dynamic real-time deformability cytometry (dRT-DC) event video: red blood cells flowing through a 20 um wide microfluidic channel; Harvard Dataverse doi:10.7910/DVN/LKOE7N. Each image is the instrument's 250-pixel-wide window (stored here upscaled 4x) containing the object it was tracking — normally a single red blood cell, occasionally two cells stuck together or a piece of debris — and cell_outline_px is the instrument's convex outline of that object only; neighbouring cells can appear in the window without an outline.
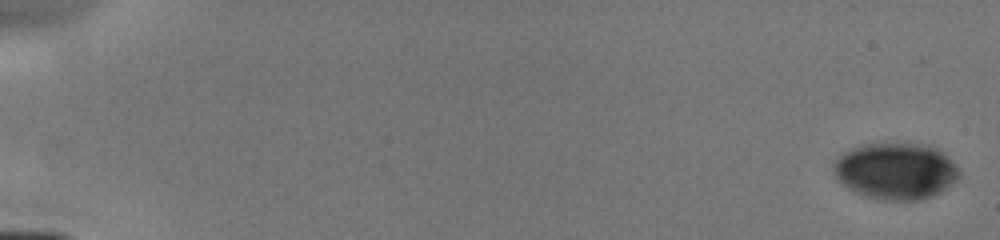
{"species": "human", "species_latin": "Homo sapiens", "temperature_condition": "cold", "stored_images_in_passage": 11, "camera_frame_rate_fps": 3000, "um_per_image_px": 0.085, "donor": {"sex": "male"}, "frame": {"image": 1, "passage_image": 1, "time_ms": 0.0, "image_size_px": [1000, 240], "cell_outline_px": [[960, 176], [956, 180], [932, 196], [916, 200], [884, 200], [864, 196], [848, 188], [836, 180], [832, 172], [832, 160], [848, 148], [864, 144], [924, 144], [948, 156], [960, 172]], "centroid_in_image_um": [76.04, 14.53], "position_along_channel_um": 9.0, "area_um2": 41.38}}
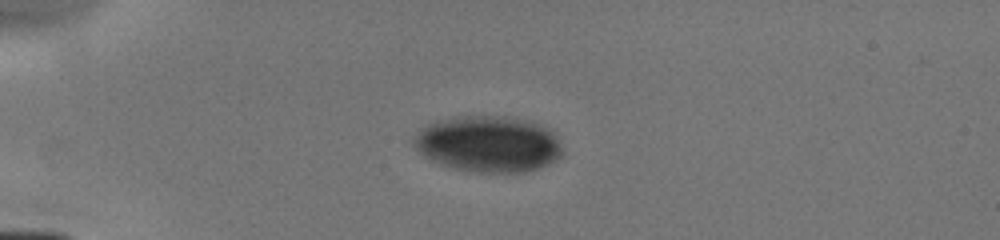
{"frame": {"image": 2, "passage_image": 6, "time_ms": 4.333, "image_size_px": [1000, 240], "cell_outline_px": [[564, 152], [560, 156], [548, 164], [536, 168], [520, 172], [476, 172], [452, 168], [440, 164], [424, 156], [416, 148], [412, 140], [412, 136], [428, 124], [436, 120], [452, 116], [504, 116], [528, 120], [548, 128], [556, 132]], "centroid_in_image_um": [41.5, 12.22], "position_along_channel_um": 43.5, "area_um2": 48.96}}
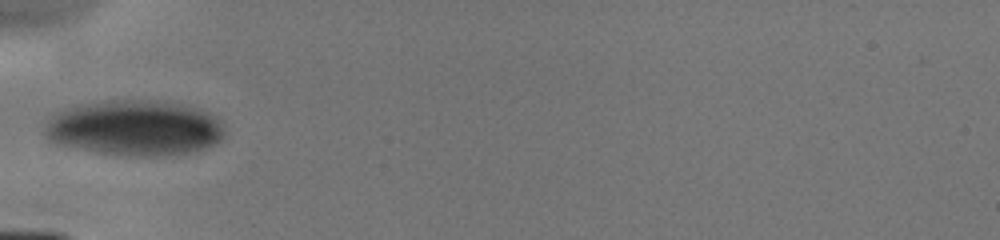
{"frame": {"image": 3, "passage_image": 8, "time_ms": 6.0, "image_size_px": [1000, 240], "cell_outline_px": [[224, 136], [220, 140], [204, 148], [184, 152], [148, 156], [136, 156], [100, 152], [68, 144], [44, 136], [44, 124], [48, 116], [64, 108], [80, 104], [108, 100], [156, 100], [184, 104], [208, 112], [216, 116], [224, 124]], "centroid_in_image_um": [11.47, 10.82], "position_along_channel_um": 73.5, "area_um2": 57.57}}